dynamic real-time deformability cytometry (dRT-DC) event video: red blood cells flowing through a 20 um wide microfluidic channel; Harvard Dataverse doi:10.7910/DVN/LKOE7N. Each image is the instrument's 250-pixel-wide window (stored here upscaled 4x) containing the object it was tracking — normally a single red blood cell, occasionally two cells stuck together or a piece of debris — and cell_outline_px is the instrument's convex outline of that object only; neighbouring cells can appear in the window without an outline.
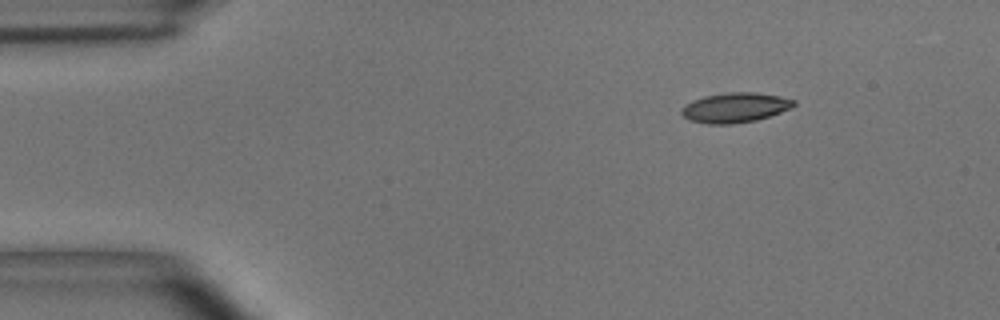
{"species": "common noctule bat (a hibernating species)", "species_latin": "Nyctalus noctula", "temperature_condition": "room temperature", "stored_images_in_passage": 3, "camera_frame_rate_fps": 3000, "um_per_image_px": 0.085, "animal": {"sex": "male", "body_mass_g": 15.6}, "frame": {"image": 1, "passage_image": 1, "time_ms": 0.0, "image_size_px": [1000, 320], "cell_outline_px": [[796, 104], [792, 108], [756, 120], [732, 124], [708, 124], [688, 120], [680, 112], [680, 108], [684, 104], [692, 100], [704, 96], [728, 92], [756, 92], [780, 96], [796, 100]], "centroid_in_image_um": [62.46, 9.14], "position_along_channel_um": 22.5, "area_um2": 19.71}}